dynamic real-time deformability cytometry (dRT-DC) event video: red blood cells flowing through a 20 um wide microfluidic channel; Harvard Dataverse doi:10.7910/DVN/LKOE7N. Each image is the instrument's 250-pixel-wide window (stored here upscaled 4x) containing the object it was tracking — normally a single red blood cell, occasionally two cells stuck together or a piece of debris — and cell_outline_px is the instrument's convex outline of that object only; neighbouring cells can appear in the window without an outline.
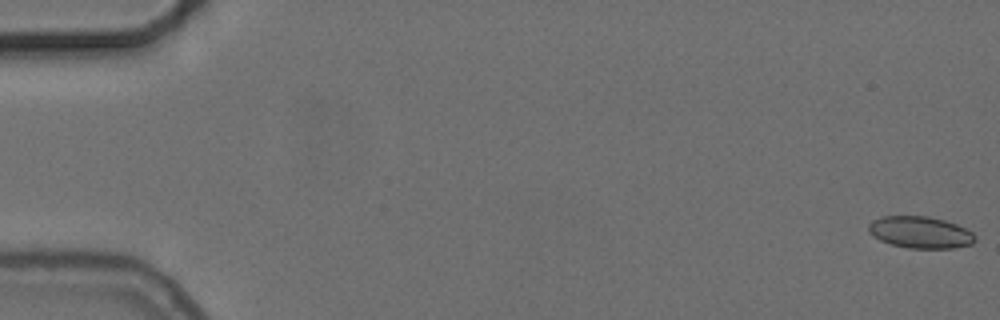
{"species": "common noctule bat (a hibernating species)", "species_latin": "Nyctalus noctula", "temperature_condition": "cold", "stored_images_in_passage": 18, "camera_frame_rate_fps": 3000, "um_per_image_px": 0.085, "animal": {"sex": "female", "body_mass_g": 24.6, "forearm_length_mm": 56.2}, "frame": {"image": 1, "passage_image": 1, "time_ms": 0.0, "image_size_px": [1000, 320], "cell_outline_px": [[976, 240], [972, 244], [952, 248], [908, 248], [892, 244], [880, 240], [872, 236], [868, 232], [868, 224], [872, 220], [880, 216], [928, 216], [944, 220], [956, 224], [972, 232], [976, 236]], "centroid_in_image_um": [78.2, 19.74], "position_along_channel_um": 6.8, "area_um2": 19.83}}
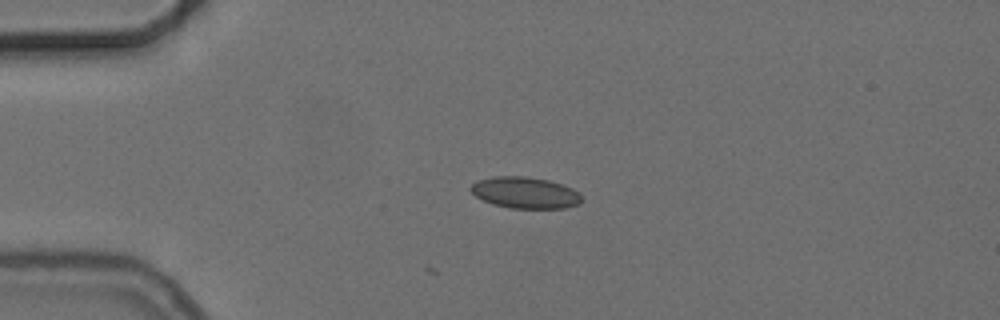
{"frame": {"image": 2, "passage_image": 14, "time_ms": 4.333, "image_size_px": [1000, 320], "cell_outline_px": [[580, 204], [564, 208], [512, 208], [492, 204], [476, 196], [468, 188], [476, 180], [492, 176], [524, 176], [548, 180], [572, 188], [580, 192]], "centroid_in_image_um": [44.61, 16.37], "position_along_channel_um": 40.4, "area_um2": 20.29}}